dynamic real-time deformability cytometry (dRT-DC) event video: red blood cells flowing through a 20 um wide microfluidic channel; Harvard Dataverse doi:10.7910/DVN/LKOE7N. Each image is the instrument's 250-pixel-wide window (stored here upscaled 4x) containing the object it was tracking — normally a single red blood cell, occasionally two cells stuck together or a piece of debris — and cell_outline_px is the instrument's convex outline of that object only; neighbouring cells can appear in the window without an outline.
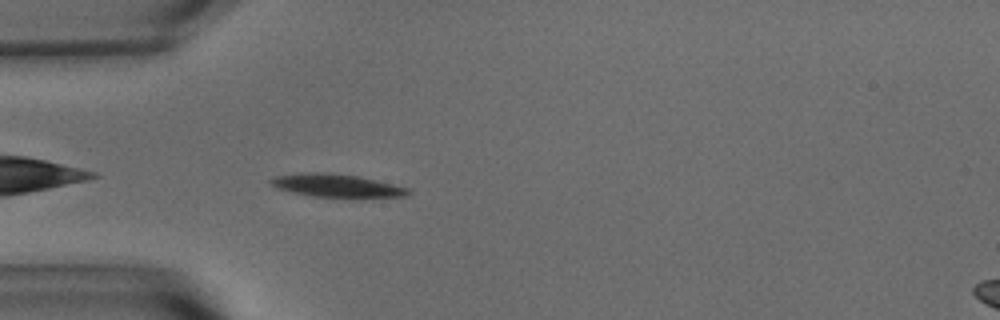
{"species": "common noctule bat (a hibernating species)", "species_latin": "Nyctalus noctula", "temperature_condition": "warm", "stored_images_in_passage": 41, "camera_frame_rate_fps": 3000, "um_per_image_px": 0.085, "animal": {"sex": "male", "body_mass_g": 15.6}, "frame": {"image": 1, "passage_image": 2, "time_ms": 0.333, "image_size_px": [1000, 320], "cell_outline_px": [[412, 192], [404, 196], [312, 196], [292, 192], [276, 188], [268, 184], [268, 180], [276, 176], [304, 172], [328, 172], [356, 176], [392, 184], [408, 188]], "centroid_in_image_um": [28.5, 15.75], "position_along_channel_um": 56.5, "area_um2": 17.92}}
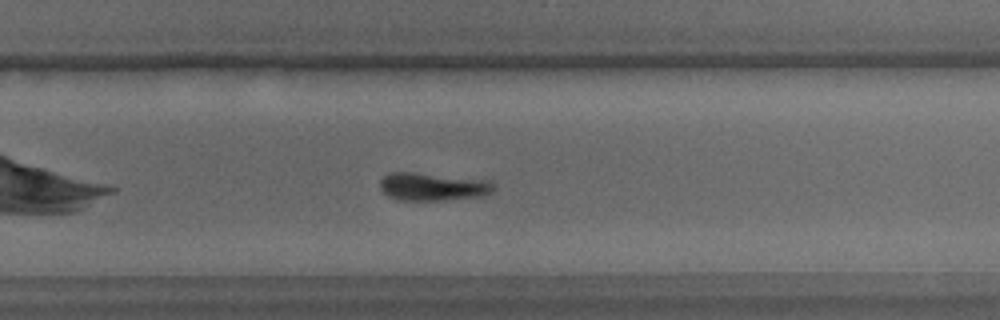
{"frame": {"image": 2, "passage_image": 22, "time_ms": 7.0, "image_size_px": [1000, 320], "cell_outline_px": [[496, 188], [492, 192], [484, 196], [444, 200], [396, 200], [388, 196], [380, 188], [380, 180], [388, 172], [416, 172], [488, 180]], "centroid_in_image_um": [36.77, 15.86], "position_along_channel_um": 293.0, "area_um2": 18.67}}
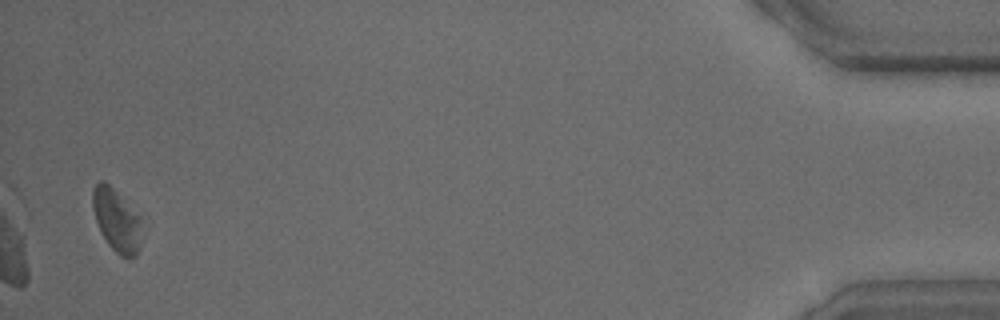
{"frame": {"image": 3, "passage_image": 40, "time_ms": 13.0, "image_size_px": [1000, 320], "cell_outline_px": [[140, 248], [136, 256], [128, 260], [120, 256], [108, 244], [100, 232], [92, 208], [92, 188], [100, 180], [104, 180], [112, 188], [136, 216]], "centroid_in_image_um": [9.81, 18.77], "position_along_channel_um": 425.4, "area_um2": 17.05}, "authors_computed_cell_mechanics": {"area_um2": 18.207, "velocity_mm_per_s": 3.6313, "shape_relaxation_time_tau1_ms": 4.8113, "shape_relaxation_time_tau2_ms": null, "deformation_change_tau1": 0.1142, "deformation_change_tau2": null}}